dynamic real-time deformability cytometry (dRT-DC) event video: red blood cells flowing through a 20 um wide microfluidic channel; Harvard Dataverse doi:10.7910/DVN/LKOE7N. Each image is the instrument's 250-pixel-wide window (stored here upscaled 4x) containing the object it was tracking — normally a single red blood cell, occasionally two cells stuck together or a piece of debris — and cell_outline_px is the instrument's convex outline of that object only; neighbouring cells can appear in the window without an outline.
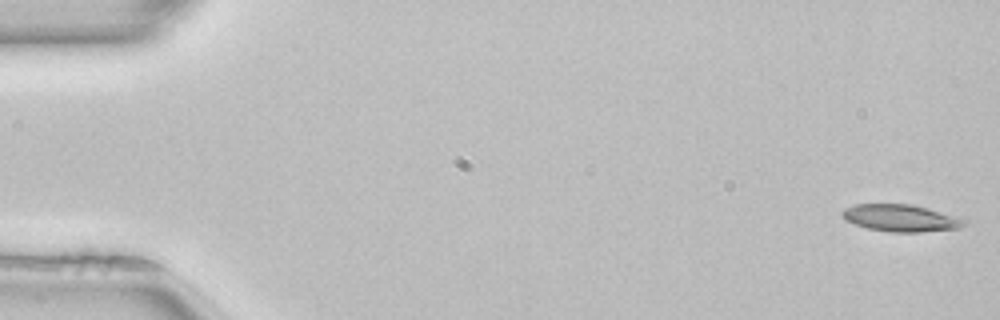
{"species": "common noctule bat (a hibernating species)", "species_latin": "Nyctalus noctula", "temperature_condition": "room temperature", "stored_images_in_passage": 51, "camera_frame_rate_fps": 3000, "um_per_image_px": 0.085, "animal": {"sex": "female", "body_mass_g": 22.7, "forearm_length_mm": 54.2}, "frame": {"image": 1, "passage_image": 1, "time_ms": 0.0, "image_size_px": [1000, 320], "cell_outline_px": [[968, 220], [960, 228], [920, 232], [888, 232], [868, 228], [844, 220], [840, 216], [840, 212], [844, 208], [856, 204], [912, 204], [960, 216]], "centroid_in_image_um": [76.57, 18.52], "position_along_channel_um": 8.4, "area_um2": 19.54}}
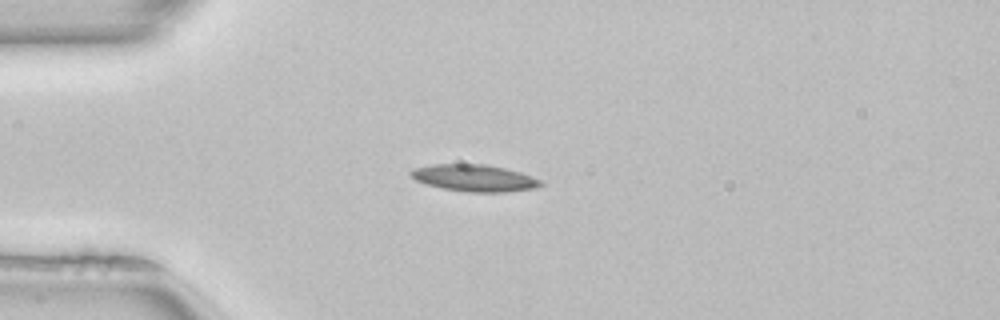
{"frame": {"image": 2, "passage_image": 13, "time_ms": 4.0, "image_size_px": [1000, 320], "cell_outline_px": [[544, 184], [536, 188], [504, 192], [468, 192], [444, 188], [428, 184], [416, 180], [408, 172], [412, 168], [432, 164], [484, 164], [504, 168], [520, 172], [544, 180]], "centroid_in_image_um": [40.36, 15.12], "position_along_channel_um": 44.6, "area_um2": 20.35}}
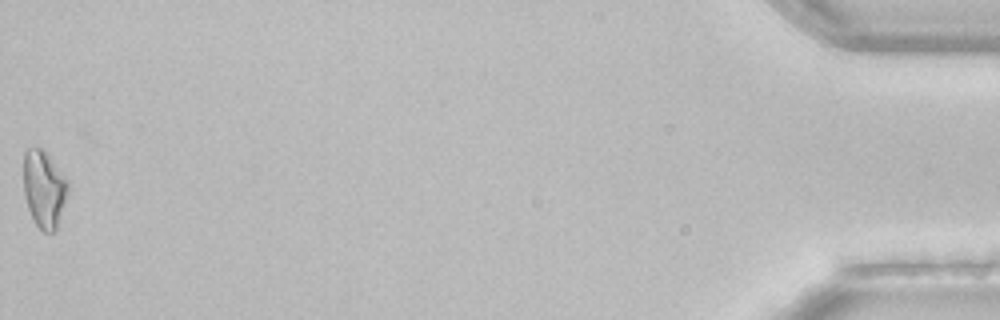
{"frame": {"image": 3, "passage_image": 51, "time_ms": 16.667, "image_size_px": [1000, 320], "cell_outline_px": [[68, 196], [56, 228], [52, 232], [44, 232], [36, 224], [28, 208], [24, 192], [24, 152], [28, 148], [40, 148], [48, 156], [68, 180]], "centroid_in_image_um": [3.75, 16.08], "position_along_channel_um": 431.4, "area_um2": 19.65}}